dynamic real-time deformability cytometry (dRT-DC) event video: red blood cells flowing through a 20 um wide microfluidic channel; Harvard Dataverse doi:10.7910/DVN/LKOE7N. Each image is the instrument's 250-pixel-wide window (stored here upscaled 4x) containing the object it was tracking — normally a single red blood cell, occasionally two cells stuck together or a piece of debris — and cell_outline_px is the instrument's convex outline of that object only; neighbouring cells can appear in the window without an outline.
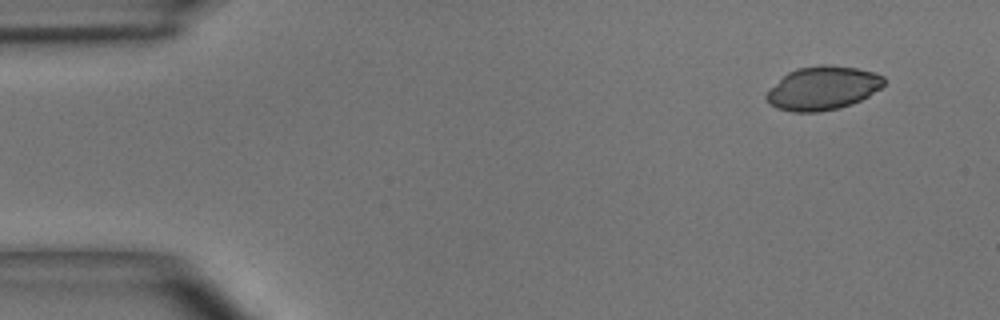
{"species": "common noctule bat (a hibernating species)", "species_latin": "Nyctalus noctula", "temperature_condition": "room temperature", "stored_images_in_passage": 5, "segment_of_instrument_passage": [1, 2], "camera_frame_rate_fps": 3000, "um_per_image_px": 0.085, "animal": {"sex": "male", "body_mass_g": 15.6}, "frame": {"image": 1, "passage_image": 1, "time_ms": 0.0, "image_size_px": [1000, 320], "cell_outline_px": [[884, 84], [880, 88], [868, 96], [852, 104], [820, 112], [792, 112], [776, 108], [764, 96], [788, 72], [796, 68], [820, 64], [828, 64], [856, 68], [872, 72], [884, 76]], "centroid_in_image_um": [69.95, 7.48], "position_along_channel_um": 15.1, "area_um2": 29.59}}